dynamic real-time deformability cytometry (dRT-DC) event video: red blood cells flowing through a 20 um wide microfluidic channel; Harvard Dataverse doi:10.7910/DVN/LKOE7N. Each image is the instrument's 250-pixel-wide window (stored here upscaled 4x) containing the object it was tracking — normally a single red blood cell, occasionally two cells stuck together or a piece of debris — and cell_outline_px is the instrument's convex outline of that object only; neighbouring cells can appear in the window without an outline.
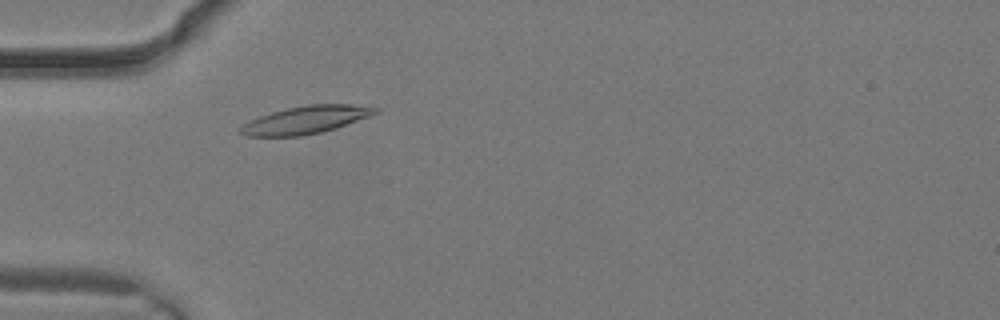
{"species": "common noctule bat (a hibernating species)", "species_latin": "Nyctalus noctula", "temperature_condition": "warm", "stored_images_in_passage": 2, "camera_frame_rate_fps": 3000, "um_per_image_px": 0.085, "animal": {"sex": "male", "body_mass_g": 19.2, "forearm_length_mm": 51.8}, "frame": {"image": 1, "passage_image": 2, "time_ms": 0.333, "image_size_px": [1000, 320], "cell_outline_px": [[380, 112], [320, 132], [300, 136], [244, 136], [236, 132], [244, 124], [260, 116], [272, 112], [288, 108], [308, 104], [348, 104], [380, 108]], "centroid_in_image_um": [25.94, 10.18], "position_along_channel_um": 59.1, "area_um2": 21.27}}